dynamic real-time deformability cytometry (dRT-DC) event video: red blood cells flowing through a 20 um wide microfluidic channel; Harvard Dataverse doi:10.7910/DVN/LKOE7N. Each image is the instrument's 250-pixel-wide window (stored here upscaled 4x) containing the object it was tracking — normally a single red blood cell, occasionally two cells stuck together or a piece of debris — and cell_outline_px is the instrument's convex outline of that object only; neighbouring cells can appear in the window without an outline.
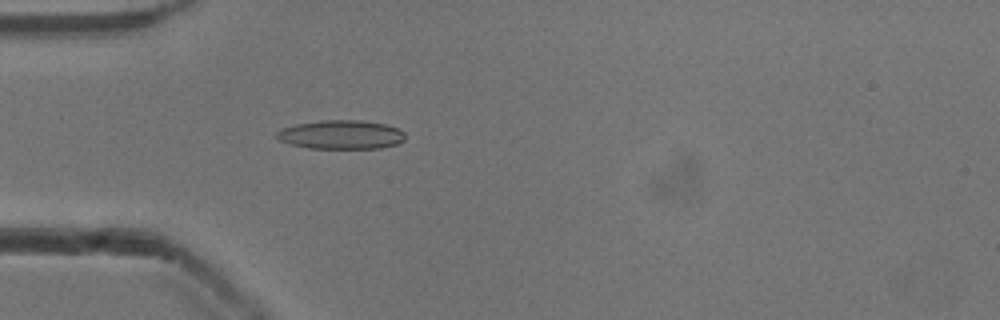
{"species": "common noctule bat (a hibernating species)", "species_latin": "Nyctalus noctula", "temperature_condition": "cold", "stored_images_in_passage": 32, "camera_frame_rate_fps": 3000, "um_per_image_px": 0.085, "animal": {"sex": "male", "body_mass_g": 13.3}, "frame": {"image": 1, "passage_image": 3, "time_ms": 0.667, "image_size_px": [1000, 320], "cell_outline_px": [[404, 140], [396, 144], [380, 148], [308, 148], [292, 144], [280, 140], [276, 136], [276, 132], [280, 128], [296, 124], [320, 120], [360, 120], [384, 124], [396, 128], [404, 132]], "centroid_in_image_um": [28.97, 11.44], "position_along_channel_um": 56.0, "area_um2": 21.5}}
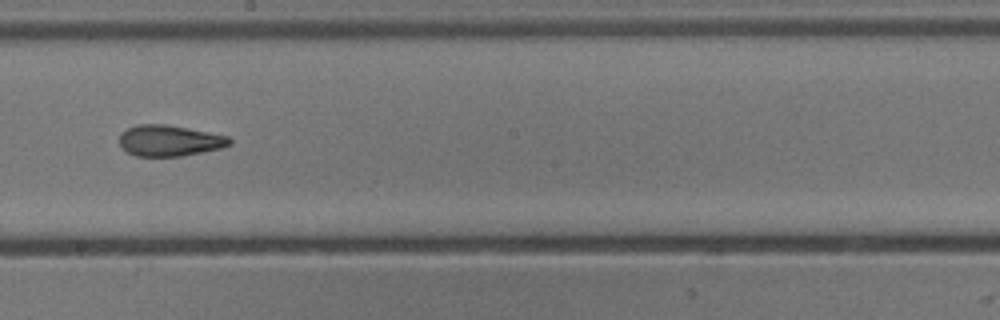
{"frame": {"image": 2, "passage_image": 17, "time_ms": 5.333, "image_size_px": [1000, 320], "cell_outline_px": [[232, 144], [220, 148], [180, 156], [136, 156], [128, 152], [120, 144], [120, 132], [136, 124], [164, 124], [188, 128], [228, 136], [232, 140]], "centroid_in_image_um": [14.4, 11.94], "position_along_channel_um": 233.8, "area_um2": 19.77}}
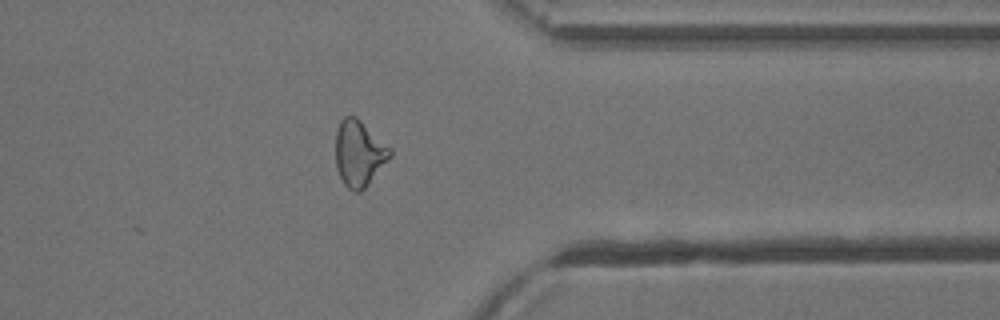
{"frame": {"image": 3, "passage_image": 29, "time_ms": 9.333, "image_size_px": [1000, 320], "cell_outline_px": [[392, 156], [368, 184], [360, 192], [356, 192], [348, 188], [344, 184], [336, 168], [336, 132], [340, 120], [344, 116], [356, 116], [392, 148]], "centroid_in_image_um": [30.53, 13.02], "position_along_channel_um": 380.9, "area_um2": 20.98}, "authors_computed_cell_mechanics": {"area_um2": 20.1722, "velocity_mm_per_s": 3.9145, "shape_relaxation_time_tau1_ms": 5.5058, "shape_relaxation_time_tau2_ms": 1.7863, "deformation_change_tau1": 0.1848, "deformation_change_tau2": 0.1021}}